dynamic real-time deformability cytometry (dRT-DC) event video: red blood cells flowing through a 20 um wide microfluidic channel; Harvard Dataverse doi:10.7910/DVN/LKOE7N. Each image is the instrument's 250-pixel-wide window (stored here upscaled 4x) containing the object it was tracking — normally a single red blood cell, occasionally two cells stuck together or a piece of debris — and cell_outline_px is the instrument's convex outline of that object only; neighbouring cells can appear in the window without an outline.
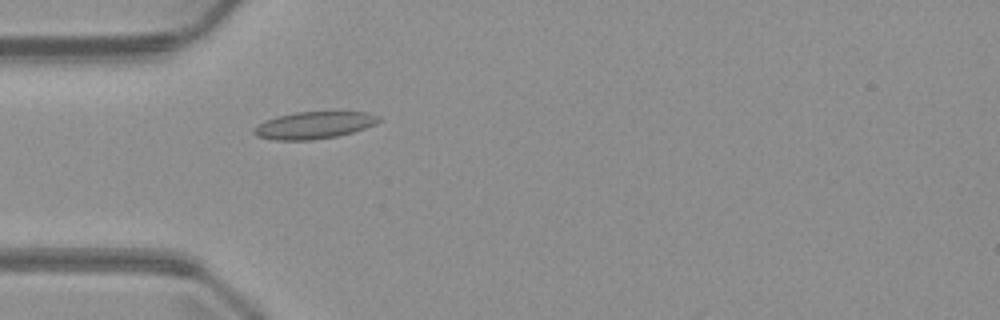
{"species": "common noctule bat (a hibernating species)", "species_latin": "Nyctalus noctula", "temperature_condition": "warm", "stored_images_in_passage": 4, "camera_frame_rate_fps": 3000, "um_per_image_px": 0.085, "animal": {"sex": "male", "body_mass_g": 23.1, "forearm_length_mm": 52.7}, "frame": {"image": 1, "passage_image": 4, "time_ms": 4.667, "image_size_px": [1000, 320], "cell_outline_px": [[384, 120], [376, 124], [352, 132], [336, 136], [312, 140], [272, 140], [256, 136], [252, 132], [252, 128], [264, 120], [276, 116], [296, 112], [372, 112], [380, 116]], "centroid_in_image_um": [26.69, 10.64], "position_along_channel_um": 58.3, "area_um2": 20.0}}